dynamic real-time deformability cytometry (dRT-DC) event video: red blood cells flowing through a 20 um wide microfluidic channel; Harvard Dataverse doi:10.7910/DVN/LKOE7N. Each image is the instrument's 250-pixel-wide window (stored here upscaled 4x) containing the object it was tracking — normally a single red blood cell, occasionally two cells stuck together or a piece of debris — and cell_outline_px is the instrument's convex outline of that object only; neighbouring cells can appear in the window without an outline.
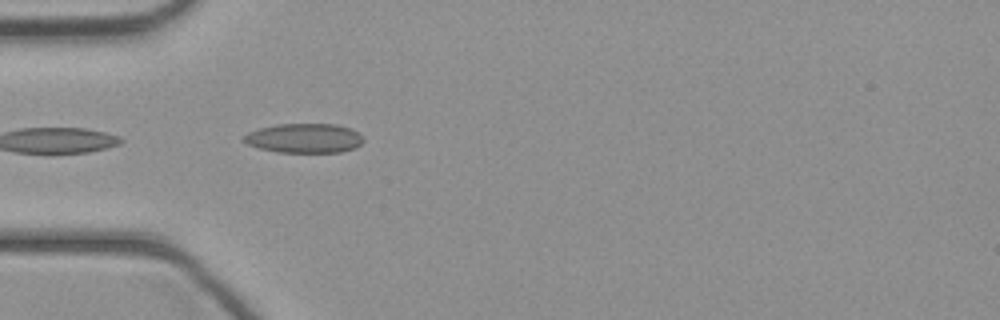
{"species": "common noctule bat (a hibernating species)", "species_latin": "Nyctalus noctula", "temperature_condition": "cold", "stored_images_in_passage": 10, "camera_frame_rate_fps": 3000, "um_per_image_px": 0.085, "animal": {"sex": "female", "body_mass_g": 21.9}, "frame": {"image": 1, "passage_image": 6, "time_ms": 1.667, "image_size_px": [1000, 320], "cell_outline_px": [[364, 140], [356, 148], [340, 152], [276, 152], [260, 148], [248, 144], [244, 140], [244, 136], [248, 132], [260, 128], [276, 124], [336, 124], [352, 128], [364, 136]], "centroid_in_image_um": [25.92, 11.74], "position_along_channel_um": 59.1, "area_um2": 20.58}}